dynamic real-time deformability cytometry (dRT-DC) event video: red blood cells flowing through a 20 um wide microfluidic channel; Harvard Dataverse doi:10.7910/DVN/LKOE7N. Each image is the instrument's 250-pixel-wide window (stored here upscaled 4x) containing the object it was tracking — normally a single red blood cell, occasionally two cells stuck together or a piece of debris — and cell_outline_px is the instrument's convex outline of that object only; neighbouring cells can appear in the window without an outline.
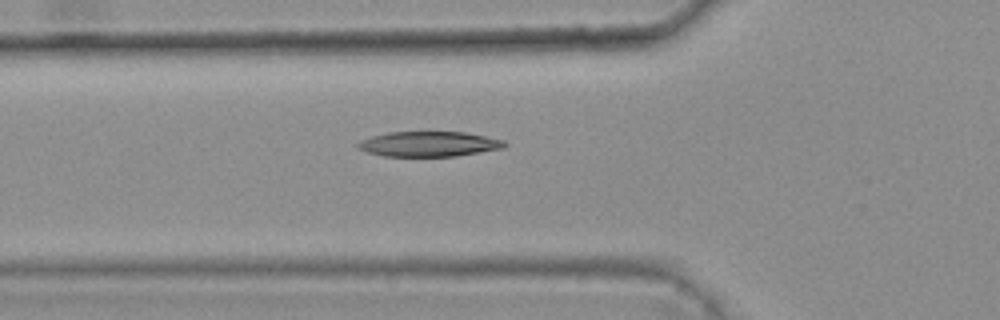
{"species": "common noctule bat (a hibernating species)", "species_latin": "Nyctalus noctula", "temperature_condition": "warm", "stored_images_in_passage": 42, "camera_frame_rate_fps": 3000, "um_per_image_px": 0.085, "animal": {"sex": "female", "body_mass_g": 25.1}, "frame": {"image": 1, "passage_image": 13, "time_ms": 4.0, "image_size_px": [1000, 320], "cell_outline_px": [[508, 144], [504, 148], [456, 156], [384, 156], [368, 152], [356, 148], [356, 144], [372, 136], [388, 132], [464, 132], [504, 140]], "centroid_in_image_um": [36.48, 12.24], "position_along_channel_um": 89.3, "area_um2": 21.33}}